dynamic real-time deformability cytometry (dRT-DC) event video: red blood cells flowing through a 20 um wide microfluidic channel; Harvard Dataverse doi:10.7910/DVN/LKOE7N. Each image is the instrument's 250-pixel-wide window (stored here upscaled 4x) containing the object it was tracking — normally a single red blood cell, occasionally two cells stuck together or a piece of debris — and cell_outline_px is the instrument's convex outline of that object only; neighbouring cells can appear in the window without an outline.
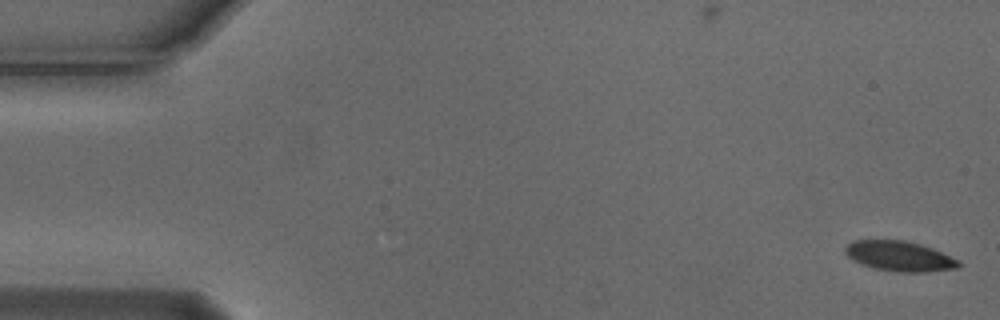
{"species": "Egyptian fruit bat (a non-hibernating species)", "species_latin": "Rousettus aegyptiacus", "temperature_condition": "cold", "stored_images_in_passage": 5, "camera_frame_rate_fps": 3000, "um_per_image_px": 0.085, "animal": {"sex": "male"}, "frame": {"image": 1, "passage_image": 1, "time_ms": 0.0, "image_size_px": [1000, 320], "cell_outline_px": [[960, 268], [924, 272], [900, 272], [876, 268], [860, 264], [852, 260], [844, 252], [844, 248], [852, 240], [904, 240], [920, 244], [932, 248], [960, 260]], "centroid_in_image_um": [76.46, 21.77], "position_along_channel_um": 8.5, "area_um2": 19.94}}
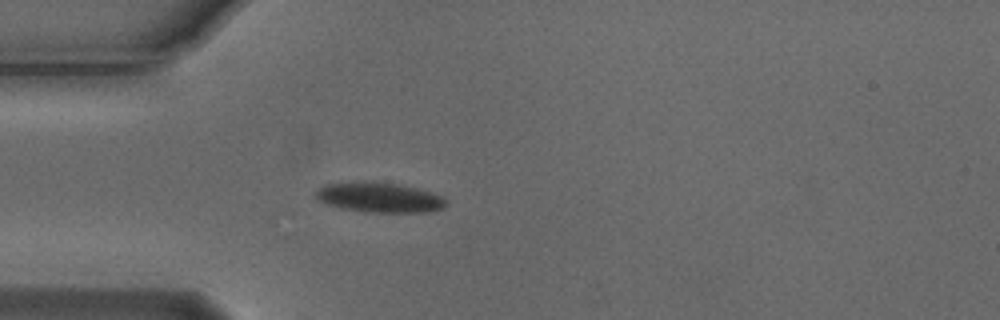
{"frame": {"image": 2, "passage_image": 5, "time_ms": 1.333, "image_size_px": [1000, 320], "cell_outline_px": [[448, 204], [444, 208], [428, 212], [364, 212], [340, 208], [316, 200], [316, 192], [324, 184], [360, 180], [372, 180], [400, 184], [416, 188], [444, 196], [448, 200]], "centroid_in_image_um": [32.26, 16.76], "position_along_channel_um": 52.7, "area_um2": 23.35}}